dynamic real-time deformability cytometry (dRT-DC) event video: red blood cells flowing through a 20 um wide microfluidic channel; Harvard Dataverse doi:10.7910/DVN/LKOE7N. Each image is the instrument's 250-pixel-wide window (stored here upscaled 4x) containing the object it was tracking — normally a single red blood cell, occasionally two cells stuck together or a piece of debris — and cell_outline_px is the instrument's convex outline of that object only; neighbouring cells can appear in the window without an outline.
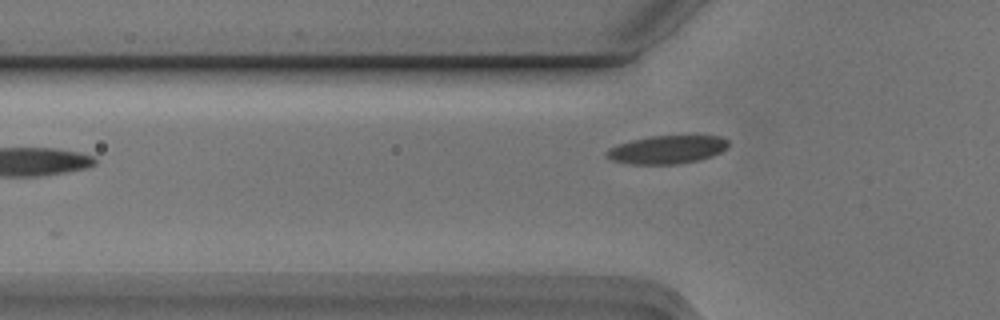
{"species": "Egyptian fruit bat (a non-hibernating species)", "species_latin": "Rousettus aegyptiacus", "temperature_condition": "cold", "stored_images_in_passage": 7, "camera_frame_rate_fps": 3000, "um_per_image_px": 0.085, "animal": {"sex": "male"}, "frame": {"image": 1, "passage_image": 7, "time_ms": 2.0, "image_size_px": [1000, 320], "cell_outline_px": [[728, 148], [712, 156], [696, 160], [676, 164], [632, 164], [612, 160], [604, 152], [608, 148], [616, 144], [632, 140], [652, 136], [720, 136], [728, 140]], "centroid_in_image_um": [56.68, 12.71], "position_along_channel_um": 69.1, "area_um2": 19.88}}